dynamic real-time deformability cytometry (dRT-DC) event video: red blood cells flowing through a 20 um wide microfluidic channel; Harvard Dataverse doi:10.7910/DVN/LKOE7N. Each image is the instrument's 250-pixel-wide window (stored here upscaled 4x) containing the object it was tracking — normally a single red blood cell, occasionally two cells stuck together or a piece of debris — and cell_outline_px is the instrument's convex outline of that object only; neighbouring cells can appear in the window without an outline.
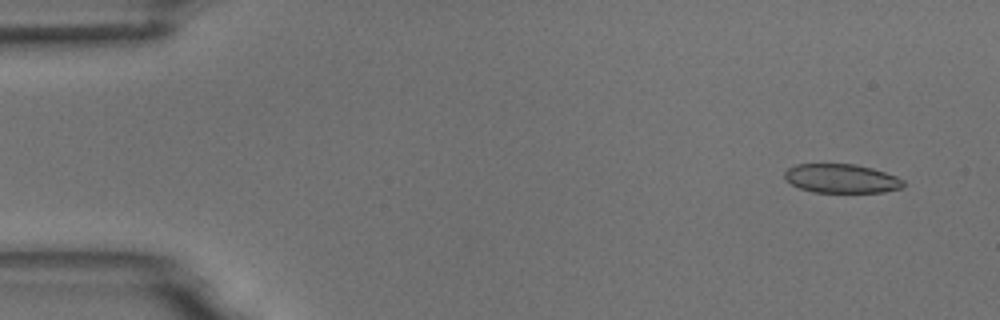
{"species": "common noctule bat (a hibernating species)", "species_latin": "Nyctalus noctula", "temperature_condition": "room temperature", "stored_images_in_passage": 6, "camera_frame_rate_fps": 3000, "um_per_image_px": 0.085, "animal": {"sex": "male", "body_mass_g": 18.8}, "frame": {"image": 1, "passage_image": 2, "time_ms": 1.0, "image_size_px": [1000, 320], "cell_outline_px": [[904, 184], [900, 188], [884, 192], [812, 192], [800, 188], [792, 184], [784, 176], [784, 172], [788, 168], [796, 164], [856, 164], [872, 168], [896, 176], [904, 180]], "centroid_in_image_um": [71.52, 15.17], "position_along_channel_um": 13.5, "area_um2": 19.94}}
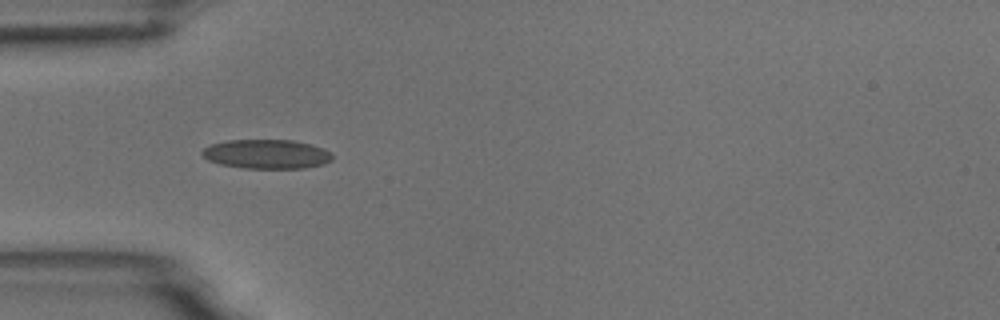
{"frame": {"image": 2, "passage_image": 5, "time_ms": 5.333, "image_size_px": [1000, 320], "cell_outline_px": [[332, 160], [324, 164], [304, 168], [244, 168], [220, 164], [208, 160], [200, 152], [204, 148], [212, 144], [228, 140], [292, 140], [312, 144], [324, 148], [332, 152]], "centroid_in_image_um": [22.7, 13.09], "position_along_channel_um": 62.3, "area_um2": 22.25}}